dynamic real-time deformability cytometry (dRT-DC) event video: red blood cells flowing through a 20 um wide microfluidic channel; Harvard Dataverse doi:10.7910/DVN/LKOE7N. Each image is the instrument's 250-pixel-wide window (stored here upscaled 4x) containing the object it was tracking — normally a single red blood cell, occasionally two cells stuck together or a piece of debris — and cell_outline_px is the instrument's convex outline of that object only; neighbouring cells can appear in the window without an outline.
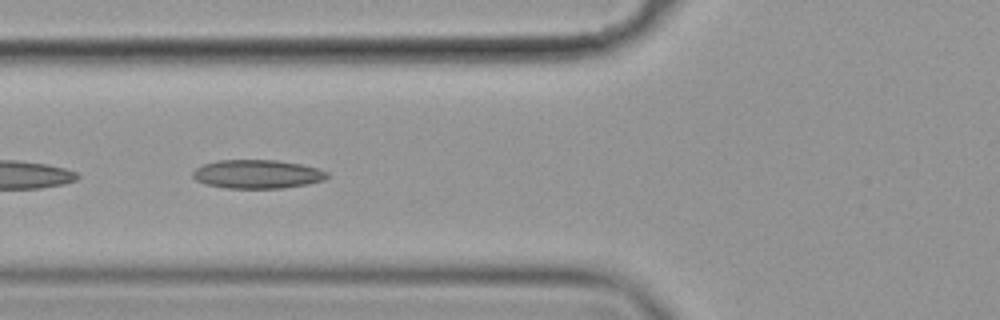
{"species": "common noctule bat (a hibernating species)", "species_latin": "Nyctalus noctula", "temperature_condition": "cold", "stored_images_in_passage": 52, "camera_frame_rate_fps": 3000, "um_per_image_px": 0.085, "animal": {"sex": "female", "body_mass_g": 19.9}, "frame": {"image": 1, "passage_image": 21, "time_ms": 6.667, "image_size_px": [1000, 320], "cell_outline_px": [[328, 176], [324, 180], [308, 184], [284, 188], [224, 188], [204, 184], [196, 180], [192, 176], [192, 172], [196, 168], [204, 164], [220, 160], [276, 160], [300, 164], [316, 168], [328, 172]], "centroid_in_image_um": [21.85, 14.81], "position_along_channel_um": 103.9, "area_um2": 22.48}}
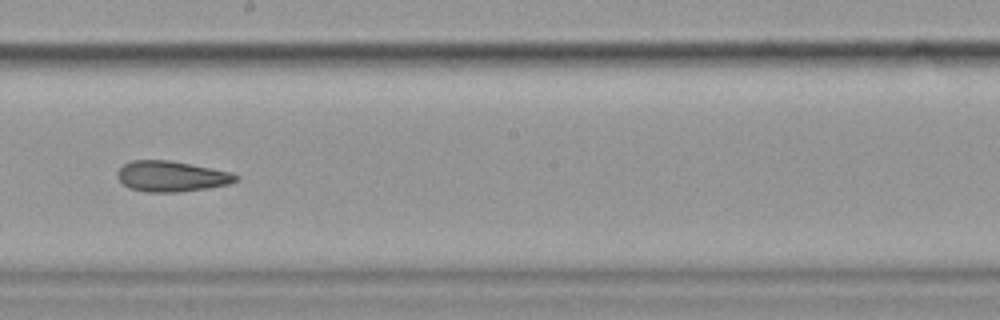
{"frame": {"image": 2, "passage_image": 32, "time_ms": 10.333, "image_size_px": [1000, 320], "cell_outline_px": [[240, 180], [228, 184], [208, 188], [176, 192], [144, 192], [128, 188], [116, 176], [116, 172], [124, 164], [132, 160], [172, 160], [232, 172], [240, 176]], "centroid_in_image_um": [14.59, 14.98], "position_along_channel_um": 233.6, "area_um2": 21.39}}
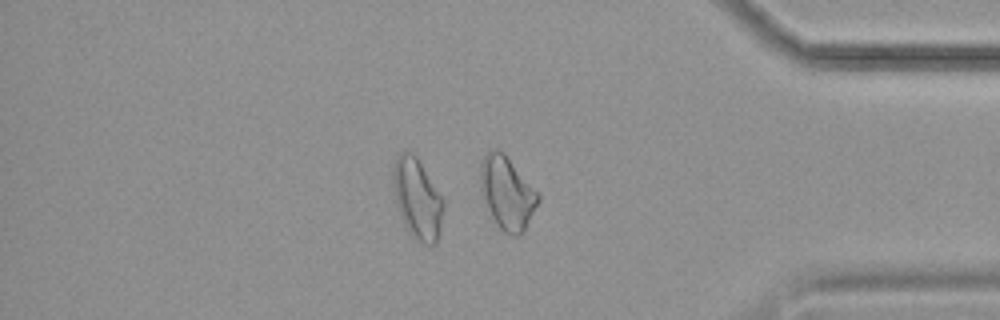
{"frame": {"image": 3, "passage_image": 47, "time_ms": 15.333, "image_size_px": [1000, 320], "cell_outline_px": [[444, 208], [440, 232], [436, 244], [424, 244], [412, 236], [408, 232], [404, 224], [396, 200], [392, 172], [396, 156], [400, 152], [412, 152], [416, 156], [444, 200]], "centroid_in_image_um": [35.49, 16.9], "position_along_channel_um": 399.7, "area_um2": 23.35}, "authors_computed_cell_mechanics": {"area_um2": 23.409, "velocity_mm_per_s": 3.5432, "shape_relaxation_time_tau1_ms": null, "shape_relaxation_time_tau2_ms": 4.9207, "deformation_change_tau1": null, "deformation_change_tau2": 0.1431}}